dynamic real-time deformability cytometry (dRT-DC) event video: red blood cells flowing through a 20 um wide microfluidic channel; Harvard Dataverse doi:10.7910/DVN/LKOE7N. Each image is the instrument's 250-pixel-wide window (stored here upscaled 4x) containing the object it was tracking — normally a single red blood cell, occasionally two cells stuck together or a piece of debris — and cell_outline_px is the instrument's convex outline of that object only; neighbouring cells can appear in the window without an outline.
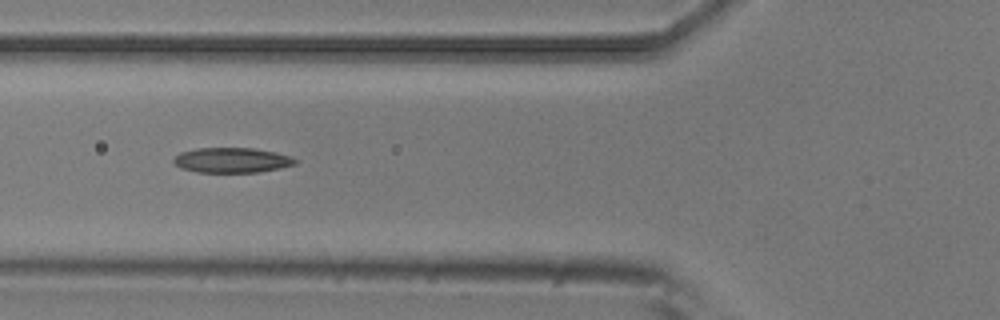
{"species": "common noctule bat (a hibernating species)", "species_latin": "Nyctalus noctula", "temperature_condition": "room temperature", "stored_images_in_passage": 8, "camera_frame_rate_fps": 3000, "um_per_image_px": 0.085, "animal": {"sex": "male", "body_mass_g": 20.5, "forearm_length_mm": 52.5}, "frame": {"image": 1, "passage_image": 6, "time_ms": 1.667, "image_size_px": [1000, 320], "cell_outline_px": [[300, 160], [296, 164], [280, 168], [260, 172], [196, 172], [180, 168], [172, 160], [180, 152], [196, 148], [252, 148], [276, 152]], "centroid_in_image_um": [19.72, 13.61], "position_along_channel_um": 106.1, "area_um2": 17.8}}
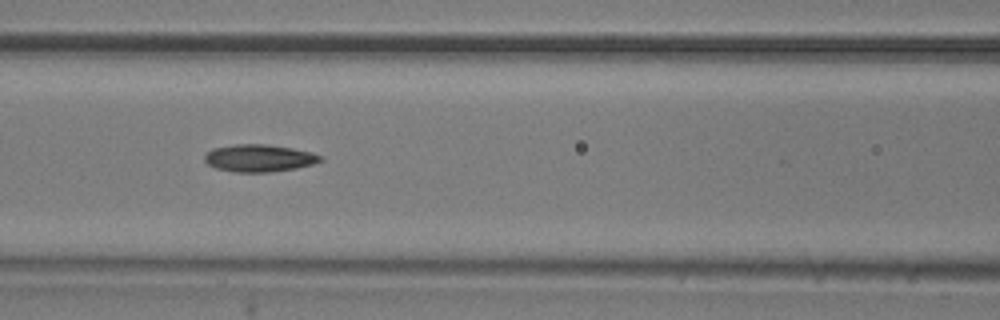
{"frame": {"image": 2, "passage_image": 7, "time_ms": 2.0, "image_size_px": [1000, 320], "cell_outline_px": [[324, 160], [312, 164], [296, 168], [268, 172], [236, 172], [216, 168], [208, 164], [204, 160], [204, 156], [212, 148], [236, 144], [264, 144], [292, 148], [308, 152], [320, 156]], "centroid_in_image_um": [21.99, 13.44], "position_along_channel_um": 144.6, "area_um2": 18.21}}
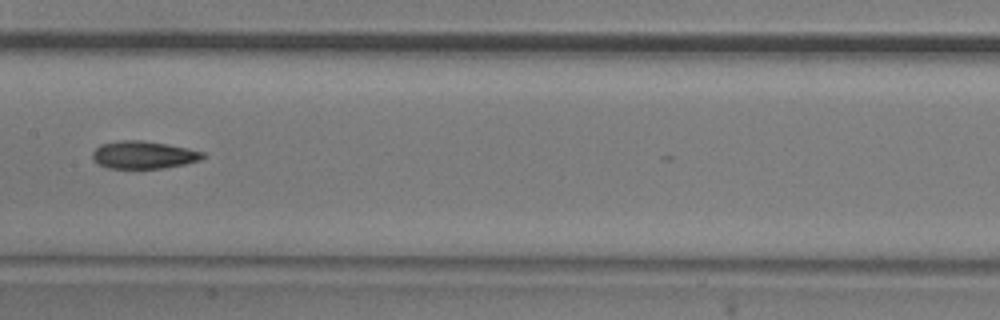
{"frame": {"image": 3, "passage_image": 8, "time_ms": 2.333, "image_size_px": [1000, 320], "cell_outline_px": [[204, 156], [200, 160], [184, 164], [164, 168], [108, 168], [92, 160], [92, 152], [100, 144], [120, 140], [140, 140], [168, 144], [188, 148], [204, 152]], "centroid_in_image_um": [12.18, 13.16], "position_along_channel_um": 195.2, "area_um2": 17.74}}